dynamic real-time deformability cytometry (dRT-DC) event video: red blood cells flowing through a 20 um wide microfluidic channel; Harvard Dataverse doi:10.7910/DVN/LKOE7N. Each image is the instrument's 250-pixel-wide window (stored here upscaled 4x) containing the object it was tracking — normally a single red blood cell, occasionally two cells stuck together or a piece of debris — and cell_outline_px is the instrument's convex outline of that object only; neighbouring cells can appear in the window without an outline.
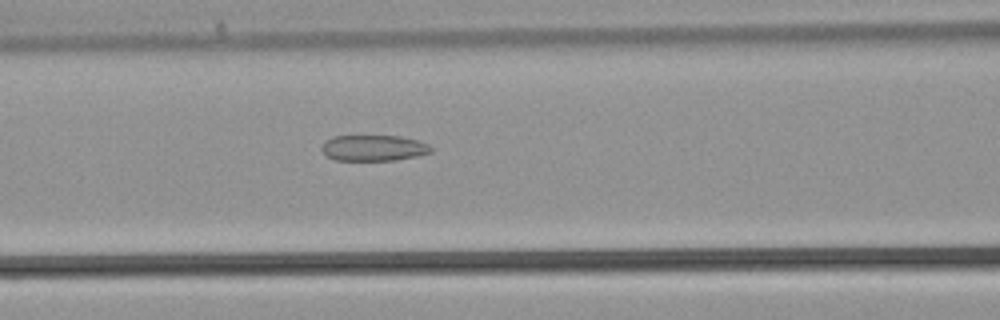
{"species": "common noctule bat (a hibernating species)", "species_latin": "Nyctalus noctula", "temperature_condition": "warm", "stored_images_in_passage": 22, "camera_frame_rate_fps": 3000, "um_per_image_px": 0.085, "animal": {"sex": "male", "body_mass_g": 21.5, "forearm_length_mm": 52.0}, "frame": {"image": 1, "passage_image": 6, "time_ms": 1.667, "image_size_px": [1000, 320], "cell_outline_px": [[432, 152], [416, 156], [396, 160], [336, 160], [328, 156], [320, 148], [332, 136], [400, 136], [416, 140], [428, 144], [432, 148]], "centroid_in_image_um": [31.78, 12.58], "position_along_channel_um": 134.8, "area_um2": 16.3}}
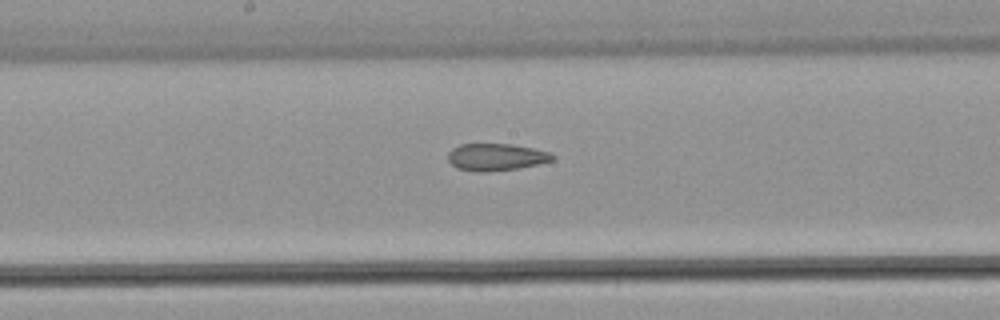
{"frame": {"image": 2, "passage_image": 10, "time_ms": 3.0, "image_size_px": [1000, 320], "cell_outline_px": [[556, 156], [552, 160], [536, 164], [516, 168], [480, 172], [456, 168], [448, 160], [448, 152], [452, 148], [460, 144], [512, 144], [532, 148], [548, 152]], "centroid_in_image_um": [42.12, 13.33], "position_along_channel_um": 206.1, "area_um2": 16.24}}
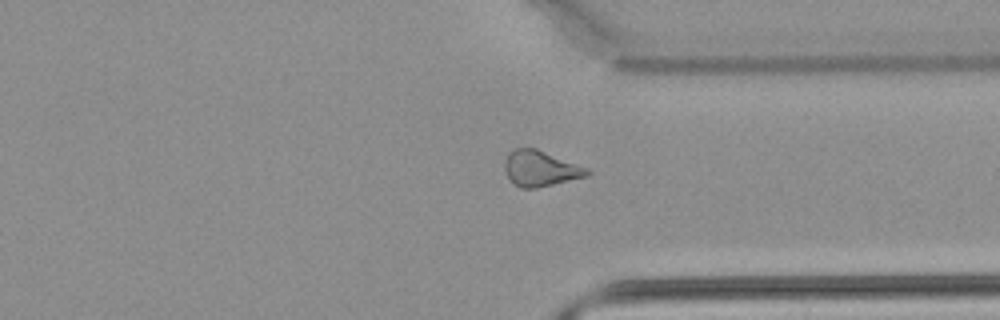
{"frame": {"image": 3, "passage_image": 19, "time_ms": 6.0, "image_size_px": [1000, 320], "cell_outline_px": [[592, 172], [588, 176], [536, 188], [520, 188], [508, 176], [504, 168], [504, 160], [508, 152], [516, 148], [536, 148], [588, 168]], "centroid_in_image_um": [45.94, 14.31], "position_along_channel_um": 365.5, "area_um2": 17.05}}